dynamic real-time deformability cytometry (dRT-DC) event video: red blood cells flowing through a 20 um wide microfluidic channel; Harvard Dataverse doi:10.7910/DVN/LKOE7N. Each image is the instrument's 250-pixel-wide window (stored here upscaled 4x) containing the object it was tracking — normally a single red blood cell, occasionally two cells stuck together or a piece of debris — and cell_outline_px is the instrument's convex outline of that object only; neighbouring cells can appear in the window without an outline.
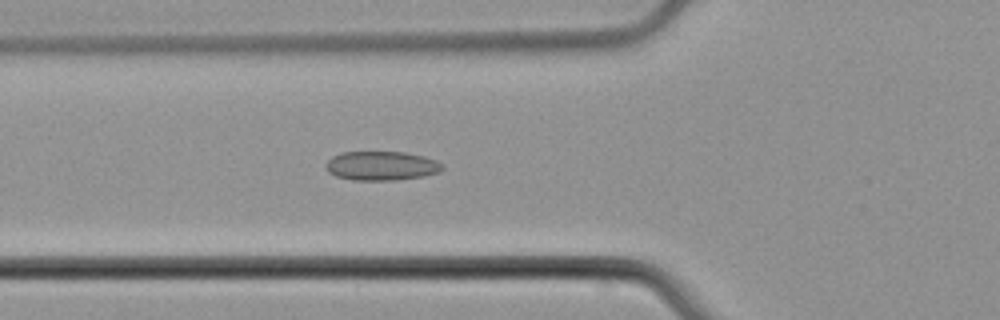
{"species": "common noctule bat (a hibernating species)", "species_latin": "Nyctalus noctula", "temperature_condition": "cold", "stored_images_in_passage": 4, "camera_frame_rate_fps": 3000, "um_per_image_px": 0.085, "animal": {"sex": "male", "body_mass_g": 21.5, "forearm_length_mm": 52.0}, "frame": {"image": 1, "passage_image": 4, "time_ms": 4.333, "image_size_px": [1000, 320], "cell_outline_px": [[444, 168], [440, 172], [424, 176], [396, 180], [352, 180], [336, 176], [328, 172], [324, 168], [324, 164], [332, 156], [340, 152], [404, 152], [424, 156], [436, 160], [444, 164]], "centroid_in_image_um": [32.42, 14.09], "position_along_channel_um": 93.4, "area_um2": 20.06}}